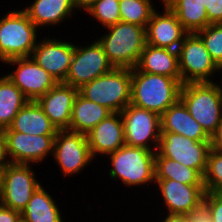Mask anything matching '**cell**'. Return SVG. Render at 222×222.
Segmentation results:
<instances>
[{
    "mask_svg": "<svg viewBox=\"0 0 222 222\" xmlns=\"http://www.w3.org/2000/svg\"><path fill=\"white\" fill-rule=\"evenodd\" d=\"M182 84L171 77L132 68L131 102L160 116L180 99Z\"/></svg>",
    "mask_w": 222,
    "mask_h": 222,
    "instance_id": "cell-1",
    "label": "cell"
},
{
    "mask_svg": "<svg viewBox=\"0 0 222 222\" xmlns=\"http://www.w3.org/2000/svg\"><path fill=\"white\" fill-rule=\"evenodd\" d=\"M97 41L115 68H135L146 44L145 27L118 22L105 28Z\"/></svg>",
    "mask_w": 222,
    "mask_h": 222,
    "instance_id": "cell-2",
    "label": "cell"
},
{
    "mask_svg": "<svg viewBox=\"0 0 222 222\" xmlns=\"http://www.w3.org/2000/svg\"><path fill=\"white\" fill-rule=\"evenodd\" d=\"M220 83H185L180 91V100L209 136L216 131L222 121V84Z\"/></svg>",
    "mask_w": 222,
    "mask_h": 222,
    "instance_id": "cell-3",
    "label": "cell"
},
{
    "mask_svg": "<svg viewBox=\"0 0 222 222\" xmlns=\"http://www.w3.org/2000/svg\"><path fill=\"white\" fill-rule=\"evenodd\" d=\"M156 152L143 147L124 145L108 156L112 168L109 177L120 181L129 187L148 185L155 182Z\"/></svg>",
    "mask_w": 222,
    "mask_h": 222,
    "instance_id": "cell-4",
    "label": "cell"
},
{
    "mask_svg": "<svg viewBox=\"0 0 222 222\" xmlns=\"http://www.w3.org/2000/svg\"><path fill=\"white\" fill-rule=\"evenodd\" d=\"M38 28L23 9L8 11L0 19V62L30 57L38 43Z\"/></svg>",
    "mask_w": 222,
    "mask_h": 222,
    "instance_id": "cell-5",
    "label": "cell"
},
{
    "mask_svg": "<svg viewBox=\"0 0 222 222\" xmlns=\"http://www.w3.org/2000/svg\"><path fill=\"white\" fill-rule=\"evenodd\" d=\"M132 69L113 68L110 72L82 85L78 93L111 112H121L131 102Z\"/></svg>",
    "mask_w": 222,
    "mask_h": 222,
    "instance_id": "cell-6",
    "label": "cell"
},
{
    "mask_svg": "<svg viewBox=\"0 0 222 222\" xmlns=\"http://www.w3.org/2000/svg\"><path fill=\"white\" fill-rule=\"evenodd\" d=\"M177 53L182 85L185 83L214 82L212 76L216 72H222L196 33H188L184 37Z\"/></svg>",
    "mask_w": 222,
    "mask_h": 222,
    "instance_id": "cell-7",
    "label": "cell"
},
{
    "mask_svg": "<svg viewBox=\"0 0 222 222\" xmlns=\"http://www.w3.org/2000/svg\"><path fill=\"white\" fill-rule=\"evenodd\" d=\"M120 114L124 125L125 145L156 152L161 135L160 115L133 104L127 105Z\"/></svg>",
    "mask_w": 222,
    "mask_h": 222,
    "instance_id": "cell-8",
    "label": "cell"
},
{
    "mask_svg": "<svg viewBox=\"0 0 222 222\" xmlns=\"http://www.w3.org/2000/svg\"><path fill=\"white\" fill-rule=\"evenodd\" d=\"M52 156L62 175L66 177L80 174L94 160L87 136L68 129L57 131Z\"/></svg>",
    "mask_w": 222,
    "mask_h": 222,
    "instance_id": "cell-9",
    "label": "cell"
},
{
    "mask_svg": "<svg viewBox=\"0 0 222 222\" xmlns=\"http://www.w3.org/2000/svg\"><path fill=\"white\" fill-rule=\"evenodd\" d=\"M210 149V142H198L172 132H161L155 157L173 159L196 169L203 176Z\"/></svg>",
    "mask_w": 222,
    "mask_h": 222,
    "instance_id": "cell-10",
    "label": "cell"
},
{
    "mask_svg": "<svg viewBox=\"0 0 222 222\" xmlns=\"http://www.w3.org/2000/svg\"><path fill=\"white\" fill-rule=\"evenodd\" d=\"M39 186L31 164L9 163L3 170L0 204L21 213Z\"/></svg>",
    "mask_w": 222,
    "mask_h": 222,
    "instance_id": "cell-11",
    "label": "cell"
},
{
    "mask_svg": "<svg viewBox=\"0 0 222 222\" xmlns=\"http://www.w3.org/2000/svg\"><path fill=\"white\" fill-rule=\"evenodd\" d=\"M113 68L98 41L94 40L91 45L83 47L75 45L64 83L79 89L82 85L110 72Z\"/></svg>",
    "mask_w": 222,
    "mask_h": 222,
    "instance_id": "cell-12",
    "label": "cell"
},
{
    "mask_svg": "<svg viewBox=\"0 0 222 222\" xmlns=\"http://www.w3.org/2000/svg\"><path fill=\"white\" fill-rule=\"evenodd\" d=\"M2 131L6 141V154L10 163L37 165L49 155H53L56 135L24 134L12 131L9 127Z\"/></svg>",
    "mask_w": 222,
    "mask_h": 222,
    "instance_id": "cell-13",
    "label": "cell"
},
{
    "mask_svg": "<svg viewBox=\"0 0 222 222\" xmlns=\"http://www.w3.org/2000/svg\"><path fill=\"white\" fill-rule=\"evenodd\" d=\"M16 67L5 74L29 101H37L53 88L57 80L39 66L31 57L13 58L4 62Z\"/></svg>",
    "mask_w": 222,
    "mask_h": 222,
    "instance_id": "cell-14",
    "label": "cell"
},
{
    "mask_svg": "<svg viewBox=\"0 0 222 222\" xmlns=\"http://www.w3.org/2000/svg\"><path fill=\"white\" fill-rule=\"evenodd\" d=\"M42 39L38 41L30 57L57 82H64L75 51V44L55 37Z\"/></svg>",
    "mask_w": 222,
    "mask_h": 222,
    "instance_id": "cell-15",
    "label": "cell"
},
{
    "mask_svg": "<svg viewBox=\"0 0 222 222\" xmlns=\"http://www.w3.org/2000/svg\"><path fill=\"white\" fill-rule=\"evenodd\" d=\"M163 4L164 11L155 10L145 28L146 44L177 51L188 32L169 7Z\"/></svg>",
    "mask_w": 222,
    "mask_h": 222,
    "instance_id": "cell-16",
    "label": "cell"
},
{
    "mask_svg": "<svg viewBox=\"0 0 222 222\" xmlns=\"http://www.w3.org/2000/svg\"><path fill=\"white\" fill-rule=\"evenodd\" d=\"M77 94L78 88L58 82L37 100L57 130L69 129L71 112Z\"/></svg>",
    "mask_w": 222,
    "mask_h": 222,
    "instance_id": "cell-17",
    "label": "cell"
},
{
    "mask_svg": "<svg viewBox=\"0 0 222 222\" xmlns=\"http://www.w3.org/2000/svg\"><path fill=\"white\" fill-rule=\"evenodd\" d=\"M168 213L188 214L194 206L204 199V185L182 184L175 180H155Z\"/></svg>",
    "mask_w": 222,
    "mask_h": 222,
    "instance_id": "cell-18",
    "label": "cell"
},
{
    "mask_svg": "<svg viewBox=\"0 0 222 222\" xmlns=\"http://www.w3.org/2000/svg\"><path fill=\"white\" fill-rule=\"evenodd\" d=\"M88 145L95 159L108 155L125 145L124 125L121 114L112 112L86 134Z\"/></svg>",
    "mask_w": 222,
    "mask_h": 222,
    "instance_id": "cell-19",
    "label": "cell"
},
{
    "mask_svg": "<svg viewBox=\"0 0 222 222\" xmlns=\"http://www.w3.org/2000/svg\"><path fill=\"white\" fill-rule=\"evenodd\" d=\"M160 123L161 132H172L198 142H210V136L180 99L160 116Z\"/></svg>",
    "mask_w": 222,
    "mask_h": 222,
    "instance_id": "cell-20",
    "label": "cell"
},
{
    "mask_svg": "<svg viewBox=\"0 0 222 222\" xmlns=\"http://www.w3.org/2000/svg\"><path fill=\"white\" fill-rule=\"evenodd\" d=\"M136 68L144 73L174 78L182 84L176 50L145 44Z\"/></svg>",
    "mask_w": 222,
    "mask_h": 222,
    "instance_id": "cell-21",
    "label": "cell"
},
{
    "mask_svg": "<svg viewBox=\"0 0 222 222\" xmlns=\"http://www.w3.org/2000/svg\"><path fill=\"white\" fill-rule=\"evenodd\" d=\"M23 10L39 29L47 26H58L69 18L71 20L77 9L73 0H33Z\"/></svg>",
    "mask_w": 222,
    "mask_h": 222,
    "instance_id": "cell-22",
    "label": "cell"
},
{
    "mask_svg": "<svg viewBox=\"0 0 222 222\" xmlns=\"http://www.w3.org/2000/svg\"><path fill=\"white\" fill-rule=\"evenodd\" d=\"M9 128L30 135H56L58 131L37 101H28L14 117Z\"/></svg>",
    "mask_w": 222,
    "mask_h": 222,
    "instance_id": "cell-23",
    "label": "cell"
},
{
    "mask_svg": "<svg viewBox=\"0 0 222 222\" xmlns=\"http://www.w3.org/2000/svg\"><path fill=\"white\" fill-rule=\"evenodd\" d=\"M111 113L106 107L87 100L78 93L74 100L68 130L86 135Z\"/></svg>",
    "mask_w": 222,
    "mask_h": 222,
    "instance_id": "cell-24",
    "label": "cell"
},
{
    "mask_svg": "<svg viewBox=\"0 0 222 222\" xmlns=\"http://www.w3.org/2000/svg\"><path fill=\"white\" fill-rule=\"evenodd\" d=\"M21 217L27 222H63L62 212L52 195L39 186L33 193Z\"/></svg>",
    "mask_w": 222,
    "mask_h": 222,
    "instance_id": "cell-25",
    "label": "cell"
},
{
    "mask_svg": "<svg viewBox=\"0 0 222 222\" xmlns=\"http://www.w3.org/2000/svg\"><path fill=\"white\" fill-rule=\"evenodd\" d=\"M176 15L188 33H196L210 23L201 0H161Z\"/></svg>",
    "mask_w": 222,
    "mask_h": 222,
    "instance_id": "cell-26",
    "label": "cell"
},
{
    "mask_svg": "<svg viewBox=\"0 0 222 222\" xmlns=\"http://www.w3.org/2000/svg\"><path fill=\"white\" fill-rule=\"evenodd\" d=\"M29 100L6 76L0 77V130L8 128Z\"/></svg>",
    "mask_w": 222,
    "mask_h": 222,
    "instance_id": "cell-27",
    "label": "cell"
},
{
    "mask_svg": "<svg viewBox=\"0 0 222 222\" xmlns=\"http://www.w3.org/2000/svg\"><path fill=\"white\" fill-rule=\"evenodd\" d=\"M155 180H175L182 184L204 185L203 176L193 168L166 157H155Z\"/></svg>",
    "mask_w": 222,
    "mask_h": 222,
    "instance_id": "cell-28",
    "label": "cell"
},
{
    "mask_svg": "<svg viewBox=\"0 0 222 222\" xmlns=\"http://www.w3.org/2000/svg\"><path fill=\"white\" fill-rule=\"evenodd\" d=\"M152 2V0H119L121 22L146 28L156 10L155 3Z\"/></svg>",
    "mask_w": 222,
    "mask_h": 222,
    "instance_id": "cell-29",
    "label": "cell"
},
{
    "mask_svg": "<svg viewBox=\"0 0 222 222\" xmlns=\"http://www.w3.org/2000/svg\"><path fill=\"white\" fill-rule=\"evenodd\" d=\"M84 12L92 16L93 20L95 18L104 28L121 21L119 0H97Z\"/></svg>",
    "mask_w": 222,
    "mask_h": 222,
    "instance_id": "cell-30",
    "label": "cell"
},
{
    "mask_svg": "<svg viewBox=\"0 0 222 222\" xmlns=\"http://www.w3.org/2000/svg\"><path fill=\"white\" fill-rule=\"evenodd\" d=\"M196 34L202 39L212 60L222 70V23L209 24Z\"/></svg>",
    "mask_w": 222,
    "mask_h": 222,
    "instance_id": "cell-31",
    "label": "cell"
},
{
    "mask_svg": "<svg viewBox=\"0 0 222 222\" xmlns=\"http://www.w3.org/2000/svg\"><path fill=\"white\" fill-rule=\"evenodd\" d=\"M203 183L206 192L222 193V153L210 149Z\"/></svg>",
    "mask_w": 222,
    "mask_h": 222,
    "instance_id": "cell-32",
    "label": "cell"
},
{
    "mask_svg": "<svg viewBox=\"0 0 222 222\" xmlns=\"http://www.w3.org/2000/svg\"><path fill=\"white\" fill-rule=\"evenodd\" d=\"M204 199L208 202L212 222H222V193L205 192Z\"/></svg>",
    "mask_w": 222,
    "mask_h": 222,
    "instance_id": "cell-33",
    "label": "cell"
},
{
    "mask_svg": "<svg viewBox=\"0 0 222 222\" xmlns=\"http://www.w3.org/2000/svg\"><path fill=\"white\" fill-rule=\"evenodd\" d=\"M189 222H212L208 202L203 199L187 214Z\"/></svg>",
    "mask_w": 222,
    "mask_h": 222,
    "instance_id": "cell-34",
    "label": "cell"
},
{
    "mask_svg": "<svg viewBox=\"0 0 222 222\" xmlns=\"http://www.w3.org/2000/svg\"><path fill=\"white\" fill-rule=\"evenodd\" d=\"M206 13L210 24L222 23V0H209Z\"/></svg>",
    "mask_w": 222,
    "mask_h": 222,
    "instance_id": "cell-35",
    "label": "cell"
},
{
    "mask_svg": "<svg viewBox=\"0 0 222 222\" xmlns=\"http://www.w3.org/2000/svg\"><path fill=\"white\" fill-rule=\"evenodd\" d=\"M21 213L0 204V222H18Z\"/></svg>",
    "mask_w": 222,
    "mask_h": 222,
    "instance_id": "cell-36",
    "label": "cell"
},
{
    "mask_svg": "<svg viewBox=\"0 0 222 222\" xmlns=\"http://www.w3.org/2000/svg\"><path fill=\"white\" fill-rule=\"evenodd\" d=\"M211 149L222 153V121L216 131L210 136Z\"/></svg>",
    "mask_w": 222,
    "mask_h": 222,
    "instance_id": "cell-37",
    "label": "cell"
},
{
    "mask_svg": "<svg viewBox=\"0 0 222 222\" xmlns=\"http://www.w3.org/2000/svg\"><path fill=\"white\" fill-rule=\"evenodd\" d=\"M6 154V141L2 130H0V167L5 168L9 164Z\"/></svg>",
    "mask_w": 222,
    "mask_h": 222,
    "instance_id": "cell-38",
    "label": "cell"
},
{
    "mask_svg": "<svg viewBox=\"0 0 222 222\" xmlns=\"http://www.w3.org/2000/svg\"><path fill=\"white\" fill-rule=\"evenodd\" d=\"M164 220H160L161 222H189L188 216L186 214H172L167 213L164 216Z\"/></svg>",
    "mask_w": 222,
    "mask_h": 222,
    "instance_id": "cell-39",
    "label": "cell"
},
{
    "mask_svg": "<svg viewBox=\"0 0 222 222\" xmlns=\"http://www.w3.org/2000/svg\"><path fill=\"white\" fill-rule=\"evenodd\" d=\"M97 0H73V3L78 10H87L91 5H93Z\"/></svg>",
    "mask_w": 222,
    "mask_h": 222,
    "instance_id": "cell-40",
    "label": "cell"
},
{
    "mask_svg": "<svg viewBox=\"0 0 222 222\" xmlns=\"http://www.w3.org/2000/svg\"><path fill=\"white\" fill-rule=\"evenodd\" d=\"M3 170H4V168L0 167V200H1V196H2V176H3Z\"/></svg>",
    "mask_w": 222,
    "mask_h": 222,
    "instance_id": "cell-41",
    "label": "cell"
},
{
    "mask_svg": "<svg viewBox=\"0 0 222 222\" xmlns=\"http://www.w3.org/2000/svg\"><path fill=\"white\" fill-rule=\"evenodd\" d=\"M205 8L209 7V0H201Z\"/></svg>",
    "mask_w": 222,
    "mask_h": 222,
    "instance_id": "cell-42",
    "label": "cell"
},
{
    "mask_svg": "<svg viewBox=\"0 0 222 222\" xmlns=\"http://www.w3.org/2000/svg\"><path fill=\"white\" fill-rule=\"evenodd\" d=\"M18 222H27V221L21 217V218L18 220Z\"/></svg>",
    "mask_w": 222,
    "mask_h": 222,
    "instance_id": "cell-43",
    "label": "cell"
}]
</instances>
